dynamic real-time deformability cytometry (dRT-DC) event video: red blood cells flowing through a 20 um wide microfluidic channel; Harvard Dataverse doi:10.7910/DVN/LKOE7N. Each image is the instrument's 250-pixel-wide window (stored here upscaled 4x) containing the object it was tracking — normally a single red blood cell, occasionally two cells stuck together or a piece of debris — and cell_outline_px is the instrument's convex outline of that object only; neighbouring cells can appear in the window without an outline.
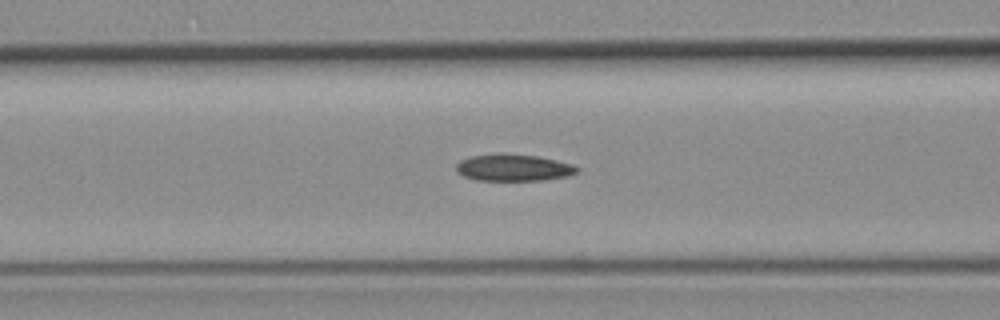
{"species": "common noctule bat (a hibernating species)", "species_latin": "Nyctalus noctula", "temperature_condition": "room temperature", "stored_images_in_passage": 7, "camera_frame_rate_fps": 3000, "um_per_image_px": 0.085, "animal": {"sex": "female", "body_mass_g": 19.3, "forearm_length_mm": 54.1}, "frame": {"image": 1, "passage_image": 7, "time_ms": 8.333, "image_size_px": [1000, 320], "cell_outline_px": [[580, 172], [568, 176], [544, 180], [476, 180], [464, 176], [456, 172], [456, 164], [460, 160], [472, 156], [500, 152], [536, 156], [556, 160], [572, 164], [580, 168]], "centroid_in_image_um": [43.65, 14.24], "position_along_channel_um": 122.9, "area_um2": 19.13}}